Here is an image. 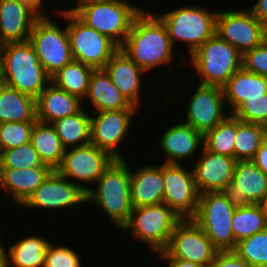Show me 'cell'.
<instances>
[{"label": "cell", "mask_w": 267, "mask_h": 267, "mask_svg": "<svg viewBox=\"0 0 267 267\" xmlns=\"http://www.w3.org/2000/svg\"><path fill=\"white\" fill-rule=\"evenodd\" d=\"M148 11L135 17L130 32L119 49L146 73L159 66L165 71L171 62L174 63L176 56L179 62L175 66L180 69L184 65L186 54L173 52L175 47L163 22L153 13L154 10Z\"/></svg>", "instance_id": "cell-1"}, {"label": "cell", "mask_w": 267, "mask_h": 267, "mask_svg": "<svg viewBox=\"0 0 267 267\" xmlns=\"http://www.w3.org/2000/svg\"><path fill=\"white\" fill-rule=\"evenodd\" d=\"M0 82L34 97L51 83L29 41L1 45Z\"/></svg>", "instance_id": "cell-2"}, {"label": "cell", "mask_w": 267, "mask_h": 267, "mask_svg": "<svg viewBox=\"0 0 267 267\" xmlns=\"http://www.w3.org/2000/svg\"><path fill=\"white\" fill-rule=\"evenodd\" d=\"M129 165L126 158L115 159L95 182L97 187L86 193V203L98 205L119 230L129 222L133 210Z\"/></svg>", "instance_id": "cell-3"}, {"label": "cell", "mask_w": 267, "mask_h": 267, "mask_svg": "<svg viewBox=\"0 0 267 267\" xmlns=\"http://www.w3.org/2000/svg\"><path fill=\"white\" fill-rule=\"evenodd\" d=\"M69 9L88 27L107 36L119 48L130 32L139 13L148 12L138 5H128L113 0H75Z\"/></svg>", "instance_id": "cell-4"}, {"label": "cell", "mask_w": 267, "mask_h": 267, "mask_svg": "<svg viewBox=\"0 0 267 267\" xmlns=\"http://www.w3.org/2000/svg\"><path fill=\"white\" fill-rule=\"evenodd\" d=\"M196 6L183 5L155 14L166 27L172 45L175 46L177 41L185 43L190 56L216 34L218 10L210 11L205 6Z\"/></svg>", "instance_id": "cell-5"}, {"label": "cell", "mask_w": 267, "mask_h": 267, "mask_svg": "<svg viewBox=\"0 0 267 267\" xmlns=\"http://www.w3.org/2000/svg\"><path fill=\"white\" fill-rule=\"evenodd\" d=\"M243 55L217 34L209 38L191 56V67L199 74V84L223 88L242 67Z\"/></svg>", "instance_id": "cell-6"}, {"label": "cell", "mask_w": 267, "mask_h": 267, "mask_svg": "<svg viewBox=\"0 0 267 267\" xmlns=\"http://www.w3.org/2000/svg\"><path fill=\"white\" fill-rule=\"evenodd\" d=\"M165 203L133 208L129 222L121 229L147 244L158 254L166 249L175 226L182 220Z\"/></svg>", "instance_id": "cell-7"}, {"label": "cell", "mask_w": 267, "mask_h": 267, "mask_svg": "<svg viewBox=\"0 0 267 267\" xmlns=\"http://www.w3.org/2000/svg\"><path fill=\"white\" fill-rule=\"evenodd\" d=\"M61 18L68 22L67 30L73 60L92 67L104 69L119 47L107 36L98 33L83 23L69 7L57 10Z\"/></svg>", "instance_id": "cell-8"}, {"label": "cell", "mask_w": 267, "mask_h": 267, "mask_svg": "<svg viewBox=\"0 0 267 267\" xmlns=\"http://www.w3.org/2000/svg\"><path fill=\"white\" fill-rule=\"evenodd\" d=\"M236 207L221 192H205L199 196L196 214L191 219L219 251L235 249L232 220Z\"/></svg>", "instance_id": "cell-9"}, {"label": "cell", "mask_w": 267, "mask_h": 267, "mask_svg": "<svg viewBox=\"0 0 267 267\" xmlns=\"http://www.w3.org/2000/svg\"><path fill=\"white\" fill-rule=\"evenodd\" d=\"M49 16L36 20L28 41L32 44L39 62L52 77L70 63L73 57L67 25L61 28Z\"/></svg>", "instance_id": "cell-10"}, {"label": "cell", "mask_w": 267, "mask_h": 267, "mask_svg": "<svg viewBox=\"0 0 267 267\" xmlns=\"http://www.w3.org/2000/svg\"><path fill=\"white\" fill-rule=\"evenodd\" d=\"M114 160L109 153L90 142L65 149L61 164L56 171L87 193L91 185L102 176Z\"/></svg>", "instance_id": "cell-11"}, {"label": "cell", "mask_w": 267, "mask_h": 267, "mask_svg": "<svg viewBox=\"0 0 267 267\" xmlns=\"http://www.w3.org/2000/svg\"><path fill=\"white\" fill-rule=\"evenodd\" d=\"M218 251L193 219L184 218L175 226L168 246L157 257L177 258L208 266Z\"/></svg>", "instance_id": "cell-12"}, {"label": "cell", "mask_w": 267, "mask_h": 267, "mask_svg": "<svg viewBox=\"0 0 267 267\" xmlns=\"http://www.w3.org/2000/svg\"><path fill=\"white\" fill-rule=\"evenodd\" d=\"M216 34L243 55L267 39V26L258 21L249 9H219Z\"/></svg>", "instance_id": "cell-13"}, {"label": "cell", "mask_w": 267, "mask_h": 267, "mask_svg": "<svg viewBox=\"0 0 267 267\" xmlns=\"http://www.w3.org/2000/svg\"><path fill=\"white\" fill-rule=\"evenodd\" d=\"M179 164L161 163L164 181V200L181 218H192L197 211L200 193L195 184L193 169Z\"/></svg>", "instance_id": "cell-14"}, {"label": "cell", "mask_w": 267, "mask_h": 267, "mask_svg": "<svg viewBox=\"0 0 267 267\" xmlns=\"http://www.w3.org/2000/svg\"><path fill=\"white\" fill-rule=\"evenodd\" d=\"M139 109H121L93 112L91 115V143L109 153L114 159H125L121 155V144L131 131L134 114Z\"/></svg>", "instance_id": "cell-15"}, {"label": "cell", "mask_w": 267, "mask_h": 267, "mask_svg": "<svg viewBox=\"0 0 267 267\" xmlns=\"http://www.w3.org/2000/svg\"><path fill=\"white\" fill-rule=\"evenodd\" d=\"M80 204L87 205L86 193L79 185L72 183L53 170L19 208L58 212V210L63 209L70 210L72 206L77 207Z\"/></svg>", "instance_id": "cell-16"}, {"label": "cell", "mask_w": 267, "mask_h": 267, "mask_svg": "<svg viewBox=\"0 0 267 267\" xmlns=\"http://www.w3.org/2000/svg\"><path fill=\"white\" fill-rule=\"evenodd\" d=\"M186 106V119L182 122L192 126L203 135L219 125L230 112L225 109L223 88L218 86L196 85ZM227 112H226V111ZM228 113V114H227Z\"/></svg>", "instance_id": "cell-17"}, {"label": "cell", "mask_w": 267, "mask_h": 267, "mask_svg": "<svg viewBox=\"0 0 267 267\" xmlns=\"http://www.w3.org/2000/svg\"><path fill=\"white\" fill-rule=\"evenodd\" d=\"M221 193L237 207L258 204L267 193V175L251 160L236 161L232 182Z\"/></svg>", "instance_id": "cell-18"}, {"label": "cell", "mask_w": 267, "mask_h": 267, "mask_svg": "<svg viewBox=\"0 0 267 267\" xmlns=\"http://www.w3.org/2000/svg\"><path fill=\"white\" fill-rule=\"evenodd\" d=\"M200 152L196 164L191 167L198 192H221L232 182L235 158L214 153L204 146Z\"/></svg>", "instance_id": "cell-19"}, {"label": "cell", "mask_w": 267, "mask_h": 267, "mask_svg": "<svg viewBox=\"0 0 267 267\" xmlns=\"http://www.w3.org/2000/svg\"><path fill=\"white\" fill-rule=\"evenodd\" d=\"M163 130L158 148L165 159L161 163L182 165L183 159L191 160L203 148V134L180 121Z\"/></svg>", "instance_id": "cell-20"}, {"label": "cell", "mask_w": 267, "mask_h": 267, "mask_svg": "<svg viewBox=\"0 0 267 267\" xmlns=\"http://www.w3.org/2000/svg\"><path fill=\"white\" fill-rule=\"evenodd\" d=\"M104 69L111 77L113 84L138 109L141 108L142 76L147 74L138 67L122 50H118L107 62ZM144 74V75H143ZM141 104V105H140ZM140 106V107H139Z\"/></svg>", "instance_id": "cell-21"}, {"label": "cell", "mask_w": 267, "mask_h": 267, "mask_svg": "<svg viewBox=\"0 0 267 267\" xmlns=\"http://www.w3.org/2000/svg\"><path fill=\"white\" fill-rule=\"evenodd\" d=\"M52 171L50 166L0 169V188L5 194L8 193L13 207H20Z\"/></svg>", "instance_id": "cell-22"}, {"label": "cell", "mask_w": 267, "mask_h": 267, "mask_svg": "<svg viewBox=\"0 0 267 267\" xmlns=\"http://www.w3.org/2000/svg\"><path fill=\"white\" fill-rule=\"evenodd\" d=\"M38 18L17 0H0V43L28 41Z\"/></svg>", "instance_id": "cell-23"}, {"label": "cell", "mask_w": 267, "mask_h": 267, "mask_svg": "<svg viewBox=\"0 0 267 267\" xmlns=\"http://www.w3.org/2000/svg\"><path fill=\"white\" fill-rule=\"evenodd\" d=\"M131 203L133 208L158 205L164 200V181L161 164H146L134 171L130 167ZM134 171V172H133Z\"/></svg>", "instance_id": "cell-24"}, {"label": "cell", "mask_w": 267, "mask_h": 267, "mask_svg": "<svg viewBox=\"0 0 267 267\" xmlns=\"http://www.w3.org/2000/svg\"><path fill=\"white\" fill-rule=\"evenodd\" d=\"M93 107V112L138 109L132 105L120 90L113 84L111 77L105 69H94L90 77L89 88L83 100V107ZM85 105V106H84Z\"/></svg>", "instance_id": "cell-25"}, {"label": "cell", "mask_w": 267, "mask_h": 267, "mask_svg": "<svg viewBox=\"0 0 267 267\" xmlns=\"http://www.w3.org/2000/svg\"><path fill=\"white\" fill-rule=\"evenodd\" d=\"M83 108V100L56 87L52 82L36 98L37 120L52 123Z\"/></svg>", "instance_id": "cell-26"}, {"label": "cell", "mask_w": 267, "mask_h": 267, "mask_svg": "<svg viewBox=\"0 0 267 267\" xmlns=\"http://www.w3.org/2000/svg\"><path fill=\"white\" fill-rule=\"evenodd\" d=\"M226 106L232 114L247 98L263 97L267 93V78L241 67L223 87ZM228 104V105H227Z\"/></svg>", "instance_id": "cell-27"}, {"label": "cell", "mask_w": 267, "mask_h": 267, "mask_svg": "<svg viewBox=\"0 0 267 267\" xmlns=\"http://www.w3.org/2000/svg\"><path fill=\"white\" fill-rule=\"evenodd\" d=\"M51 242L34 233L14 241L10 247L4 244L6 267H43L46 250Z\"/></svg>", "instance_id": "cell-28"}, {"label": "cell", "mask_w": 267, "mask_h": 267, "mask_svg": "<svg viewBox=\"0 0 267 267\" xmlns=\"http://www.w3.org/2000/svg\"><path fill=\"white\" fill-rule=\"evenodd\" d=\"M36 121V99L0 82V123Z\"/></svg>", "instance_id": "cell-29"}, {"label": "cell", "mask_w": 267, "mask_h": 267, "mask_svg": "<svg viewBox=\"0 0 267 267\" xmlns=\"http://www.w3.org/2000/svg\"><path fill=\"white\" fill-rule=\"evenodd\" d=\"M83 107L74 115L60 118L51 124L65 149L91 142V112Z\"/></svg>", "instance_id": "cell-30"}, {"label": "cell", "mask_w": 267, "mask_h": 267, "mask_svg": "<svg viewBox=\"0 0 267 267\" xmlns=\"http://www.w3.org/2000/svg\"><path fill=\"white\" fill-rule=\"evenodd\" d=\"M31 143L43 164L56 170L61 164L65 148L53 125L37 120L32 130Z\"/></svg>", "instance_id": "cell-31"}, {"label": "cell", "mask_w": 267, "mask_h": 267, "mask_svg": "<svg viewBox=\"0 0 267 267\" xmlns=\"http://www.w3.org/2000/svg\"><path fill=\"white\" fill-rule=\"evenodd\" d=\"M93 70L80 61L72 60L51 77V82L56 87L84 100Z\"/></svg>", "instance_id": "cell-32"}, {"label": "cell", "mask_w": 267, "mask_h": 267, "mask_svg": "<svg viewBox=\"0 0 267 267\" xmlns=\"http://www.w3.org/2000/svg\"><path fill=\"white\" fill-rule=\"evenodd\" d=\"M267 228V217L259 204L236 207L232 220V231L236 244Z\"/></svg>", "instance_id": "cell-33"}, {"label": "cell", "mask_w": 267, "mask_h": 267, "mask_svg": "<svg viewBox=\"0 0 267 267\" xmlns=\"http://www.w3.org/2000/svg\"><path fill=\"white\" fill-rule=\"evenodd\" d=\"M264 141L263 125L243 122L236 117L234 143V158L236 161L252 160Z\"/></svg>", "instance_id": "cell-34"}, {"label": "cell", "mask_w": 267, "mask_h": 267, "mask_svg": "<svg viewBox=\"0 0 267 267\" xmlns=\"http://www.w3.org/2000/svg\"><path fill=\"white\" fill-rule=\"evenodd\" d=\"M236 136V117L229 114L214 129L203 135V144L207 150L234 158Z\"/></svg>", "instance_id": "cell-35"}, {"label": "cell", "mask_w": 267, "mask_h": 267, "mask_svg": "<svg viewBox=\"0 0 267 267\" xmlns=\"http://www.w3.org/2000/svg\"><path fill=\"white\" fill-rule=\"evenodd\" d=\"M234 251L252 267H267V228L239 241Z\"/></svg>", "instance_id": "cell-36"}, {"label": "cell", "mask_w": 267, "mask_h": 267, "mask_svg": "<svg viewBox=\"0 0 267 267\" xmlns=\"http://www.w3.org/2000/svg\"><path fill=\"white\" fill-rule=\"evenodd\" d=\"M48 166L40 160L31 142L1 152L0 169H27Z\"/></svg>", "instance_id": "cell-37"}, {"label": "cell", "mask_w": 267, "mask_h": 267, "mask_svg": "<svg viewBox=\"0 0 267 267\" xmlns=\"http://www.w3.org/2000/svg\"><path fill=\"white\" fill-rule=\"evenodd\" d=\"M35 122L0 123V150L12 149L31 142Z\"/></svg>", "instance_id": "cell-38"}, {"label": "cell", "mask_w": 267, "mask_h": 267, "mask_svg": "<svg viewBox=\"0 0 267 267\" xmlns=\"http://www.w3.org/2000/svg\"><path fill=\"white\" fill-rule=\"evenodd\" d=\"M243 122L267 124V93L263 97L247 98L233 113Z\"/></svg>", "instance_id": "cell-39"}, {"label": "cell", "mask_w": 267, "mask_h": 267, "mask_svg": "<svg viewBox=\"0 0 267 267\" xmlns=\"http://www.w3.org/2000/svg\"><path fill=\"white\" fill-rule=\"evenodd\" d=\"M81 256L67 245L51 242L46 250L43 267H82Z\"/></svg>", "instance_id": "cell-40"}, {"label": "cell", "mask_w": 267, "mask_h": 267, "mask_svg": "<svg viewBox=\"0 0 267 267\" xmlns=\"http://www.w3.org/2000/svg\"><path fill=\"white\" fill-rule=\"evenodd\" d=\"M242 67L246 71L267 78V39L261 45L243 54Z\"/></svg>", "instance_id": "cell-41"}, {"label": "cell", "mask_w": 267, "mask_h": 267, "mask_svg": "<svg viewBox=\"0 0 267 267\" xmlns=\"http://www.w3.org/2000/svg\"><path fill=\"white\" fill-rule=\"evenodd\" d=\"M208 267H252L234 250L218 251Z\"/></svg>", "instance_id": "cell-42"}, {"label": "cell", "mask_w": 267, "mask_h": 267, "mask_svg": "<svg viewBox=\"0 0 267 267\" xmlns=\"http://www.w3.org/2000/svg\"><path fill=\"white\" fill-rule=\"evenodd\" d=\"M265 175H267V141H264L251 160Z\"/></svg>", "instance_id": "cell-43"}, {"label": "cell", "mask_w": 267, "mask_h": 267, "mask_svg": "<svg viewBox=\"0 0 267 267\" xmlns=\"http://www.w3.org/2000/svg\"><path fill=\"white\" fill-rule=\"evenodd\" d=\"M248 9L258 21L267 26V0H257L255 4Z\"/></svg>", "instance_id": "cell-44"}, {"label": "cell", "mask_w": 267, "mask_h": 267, "mask_svg": "<svg viewBox=\"0 0 267 267\" xmlns=\"http://www.w3.org/2000/svg\"><path fill=\"white\" fill-rule=\"evenodd\" d=\"M30 10H32L38 17H47V13L43 12V1L44 0H17Z\"/></svg>", "instance_id": "cell-45"}, {"label": "cell", "mask_w": 267, "mask_h": 267, "mask_svg": "<svg viewBox=\"0 0 267 267\" xmlns=\"http://www.w3.org/2000/svg\"><path fill=\"white\" fill-rule=\"evenodd\" d=\"M159 260L166 261L167 267H208L207 265H201L198 263H193L191 261H185L177 258H158Z\"/></svg>", "instance_id": "cell-46"}, {"label": "cell", "mask_w": 267, "mask_h": 267, "mask_svg": "<svg viewBox=\"0 0 267 267\" xmlns=\"http://www.w3.org/2000/svg\"><path fill=\"white\" fill-rule=\"evenodd\" d=\"M3 244L4 243L2 242L1 235H0V267H6V258H5Z\"/></svg>", "instance_id": "cell-47"}, {"label": "cell", "mask_w": 267, "mask_h": 267, "mask_svg": "<svg viewBox=\"0 0 267 267\" xmlns=\"http://www.w3.org/2000/svg\"><path fill=\"white\" fill-rule=\"evenodd\" d=\"M258 204L267 217V193L263 196L262 200Z\"/></svg>", "instance_id": "cell-48"}, {"label": "cell", "mask_w": 267, "mask_h": 267, "mask_svg": "<svg viewBox=\"0 0 267 267\" xmlns=\"http://www.w3.org/2000/svg\"><path fill=\"white\" fill-rule=\"evenodd\" d=\"M264 127V136H265V141H267V124L263 126Z\"/></svg>", "instance_id": "cell-49"}, {"label": "cell", "mask_w": 267, "mask_h": 267, "mask_svg": "<svg viewBox=\"0 0 267 267\" xmlns=\"http://www.w3.org/2000/svg\"><path fill=\"white\" fill-rule=\"evenodd\" d=\"M113 1H118V2H122V3L128 4V5H132L127 0H113Z\"/></svg>", "instance_id": "cell-50"}]
</instances>
